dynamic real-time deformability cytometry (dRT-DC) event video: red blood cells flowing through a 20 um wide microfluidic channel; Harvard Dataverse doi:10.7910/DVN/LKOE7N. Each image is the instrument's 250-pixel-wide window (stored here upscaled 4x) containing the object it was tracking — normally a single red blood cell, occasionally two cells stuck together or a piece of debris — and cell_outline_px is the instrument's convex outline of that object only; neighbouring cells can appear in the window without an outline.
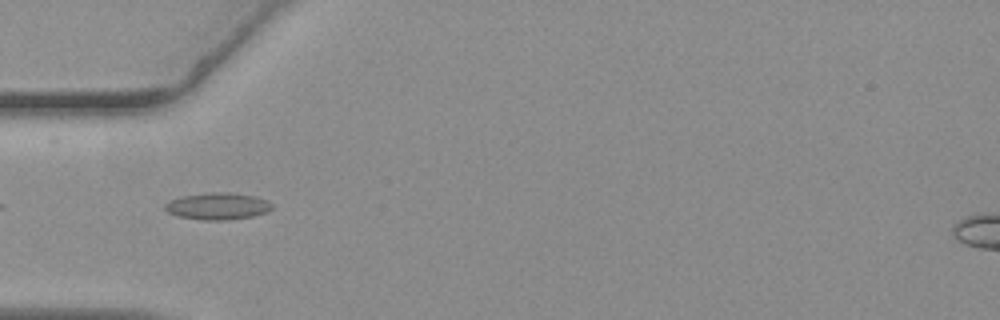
{"species": "common noctule bat (a hibernating species)", "species_latin": "Nyctalus noctula", "temperature_condition": "warm", "stored_images_in_passage": 34, "camera_frame_rate_fps": 3000, "um_per_image_px": 0.085, "animal": {"sex": "female", "body_mass_g": 19.3, "forearm_length_mm": 54.1}, "frame": {"image": 1, "passage_image": 2, "time_ms": 0.333, "image_size_px": [1000, 320], "cell_outline_px": [[272, 208], [268, 212], [252, 216], [228, 220], [204, 220], [180, 216], [168, 212], [164, 208], [164, 204], [172, 200], [184, 196], [212, 192], [228, 192], [256, 196], [268, 200], [272, 204]], "centroid_in_image_um": [18.56, 17.52], "position_along_channel_um": 66.4, "area_um2": 16.65}}
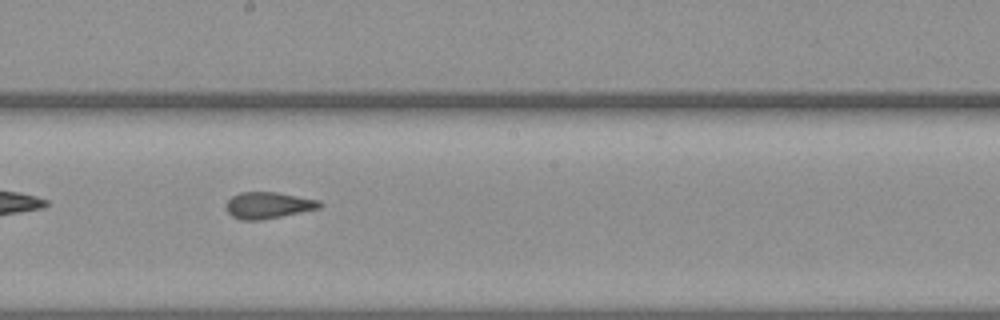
{"frame": {"image": 2, "passage_image": 15, "time_ms": 4.667, "image_size_px": [1000, 320], "cell_outline_px": [[324, 204], [320, 208], [260, 220], [244, 220], [232, 216], [228, 212], [228, 200], [232, 196], [240, 192], [276, 192], [320, 200]], "centroid_in_image_um": [22.84, 17.43], "position_along_channel_um": 225.4, "area_um2": 14.22}}
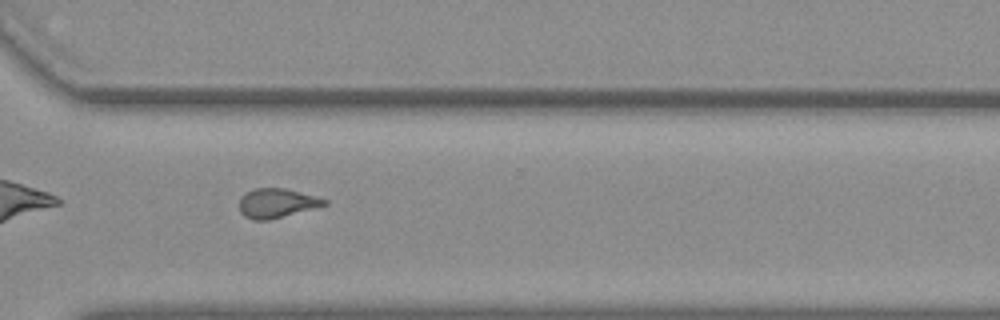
{"frame": {"image": 3, "passage_image": 25, "time_ms": 8.0, "image_size_px": [1000, 320], "cell_outline_px": [[328, 204], [268, 220], [252, 220], [244, 216], [240, 212], [240, 196], [244, 192], [256, 188], [284, 188], [316, 196], [328, 200]], "centroid_in_image_um": [23.49, 17.26], "position_along_channel_um": 347.1, "area_um2": 14.45}, "authors_computed_cell_mechanics": {"area_um2": 14.7968, "velocity_mm_per_s": 3.6589, "shape_relaxation_time_tau1_ms": null, "shape_relaxation_time_tau2_ms": 1.82, "deformation_change_tau1": null, "deformation_change_tau2": 0.0923}}